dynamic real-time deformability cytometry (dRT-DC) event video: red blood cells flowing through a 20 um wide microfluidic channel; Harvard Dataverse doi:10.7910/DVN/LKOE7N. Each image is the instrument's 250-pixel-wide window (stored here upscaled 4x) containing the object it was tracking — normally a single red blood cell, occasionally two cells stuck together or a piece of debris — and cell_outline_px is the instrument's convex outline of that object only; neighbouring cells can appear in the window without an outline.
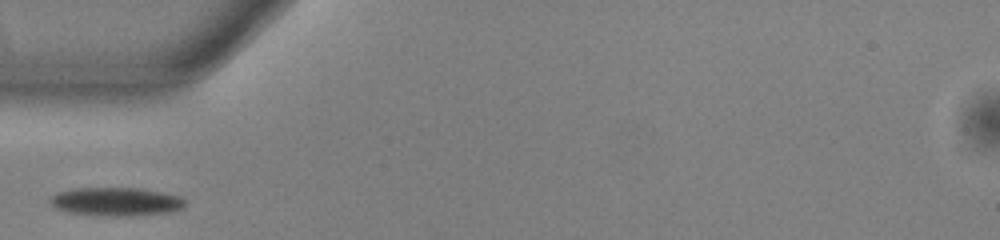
{"species": "common noctule bat (a hibernating species)", "species_latin": "Nyctalus noctula", "temperature_condition": "warm", "stored_images_in_passage": 25, "camera_frame_rate_fps": 3000, "um_per_image_px": 0.085, "animal": {"sex": "male", "body_mass_g": 13.0, "forearm_length_mm": 53.1}, "frame": {"image": 1, "passage_image": 1, "time_ms": 0.0, "image_size_px": [1000, 240], "cell_outline_px": [[188, 200], [184, 208], [172, 212], [120, 216], [108, 216], [68, 212], [56, 208], [48, 200], [48, 196], [56, 192], [76, 188], [140, 188], [164, 192], [180, 196]], "centroid_in_image_um": [9.89, 17.13], "position_along_channel_um": 75.1, "area_um2": 22.66}}
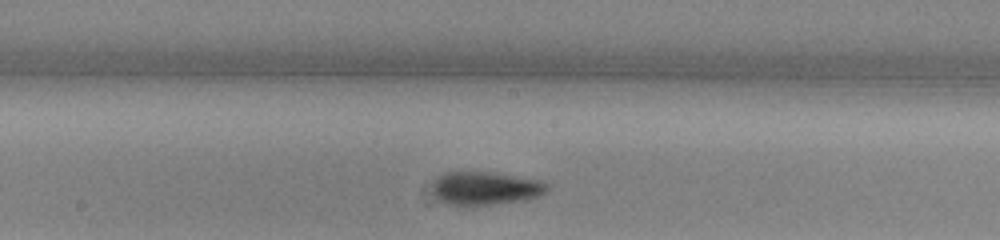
{"frame": {"image": 2, "passage_image": 11, "time_ms": 3.333, "image_size_px": [1000, 240], "cell_outline_px": [[548, 192], [540, 196], [524, 200], [472, 208], [444, 204], [432, 192], [432, 184], [436, 176], [444, 172], [492, 172], [540, 180], [548, 184]], "centroid_in_image_um": [41.22, 16.04], "position_along_channel_um": 207.0, "area_um2": 23.12}}
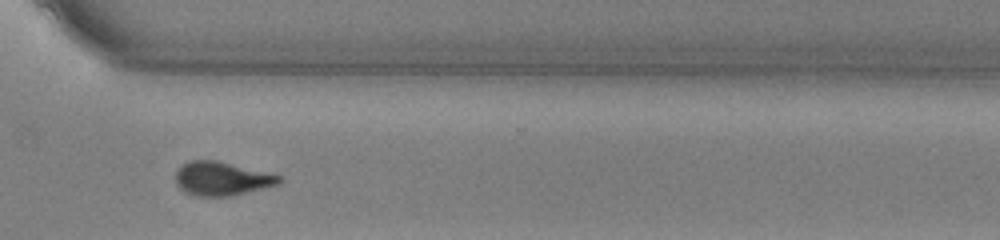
{"frame": {"image": 3, "passage_image": 22, "time_ms": 7.0, "image_size_px": [1000, 240], "cell_outline_px": [[284, 180], [280, 184], [228, 196], [200, 196], [184, 192], [176, 184], [176, 172], [188, 160], [216, 160], [280, 176]], "centroid_in_image_um": [18.83, 15.18], "position_along_channel_um": 351.8, "area_um2": 20.0}}